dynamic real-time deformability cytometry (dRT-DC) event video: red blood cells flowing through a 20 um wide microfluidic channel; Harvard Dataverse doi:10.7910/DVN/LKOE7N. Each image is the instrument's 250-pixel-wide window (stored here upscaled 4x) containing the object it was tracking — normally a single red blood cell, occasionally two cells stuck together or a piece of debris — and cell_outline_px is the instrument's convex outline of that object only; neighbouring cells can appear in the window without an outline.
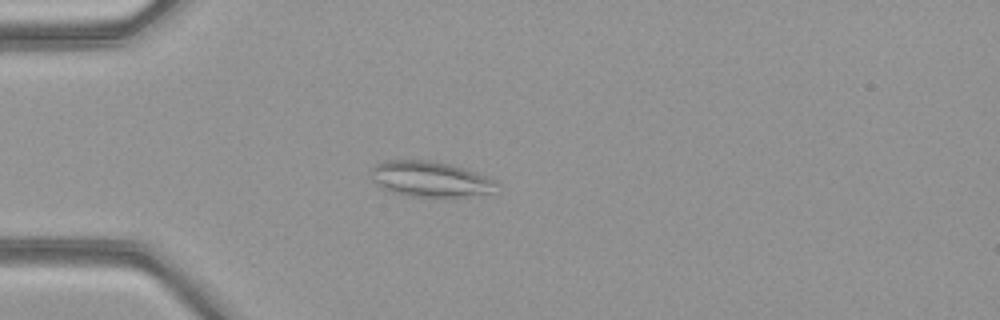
{"species": "common noctule bat (a hibernating species)", "species_latin": "Nyctalus noctula", "temperature_condition": "warm", "stored_images_in_passage": 43, "camera_frame_rate_fps": 3000, "um_per_image_px": 0.085, "animal": {"sex": "female", "body_mass_g": 21.9}, "frame": {"image": 1, "passage_image": 7, "time_ms": 2.0, "image_size_px": [1000, 320], "cell_outline_px": [[500, 184], [492, 192], [468, 196], [412, 196], [392, 192], [380, 188], [372, 180], [368, 172], [376, 164], [384, 160], [432, 160], [464, 168], [484, 176]], "centroid_in_image_um": [36.49, 15.21], "position_along_channel_um": 48.5, "area_um2": 25.89}}
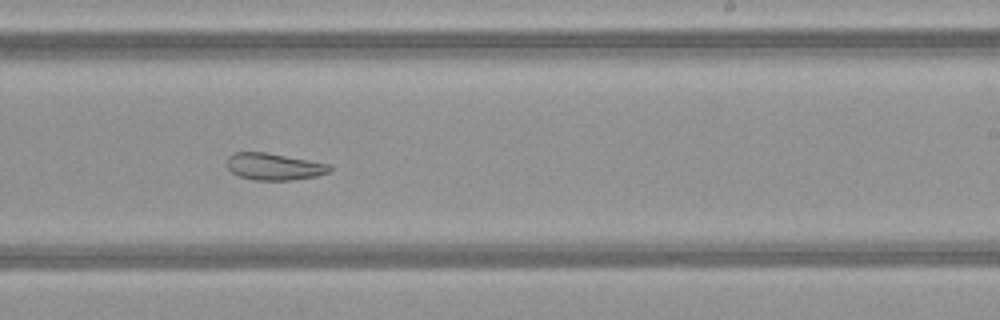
{"frame": {"image": 2, "passage_image": 24, "time_ms": 7.667, "image_size_px": [1000, 320], "cell_outline_px": [[332, 168], [328, 172], [316, 176], [292, 180], [256, 180], [240, 176], [232, 172], [228, 168], [228, 156], [232, 152], [264, 152], [332, 164]], "centroid_in_image_um": [23.31, 14.15], "position_along_channel_um": 265.7, "area_um2": 16.01}}
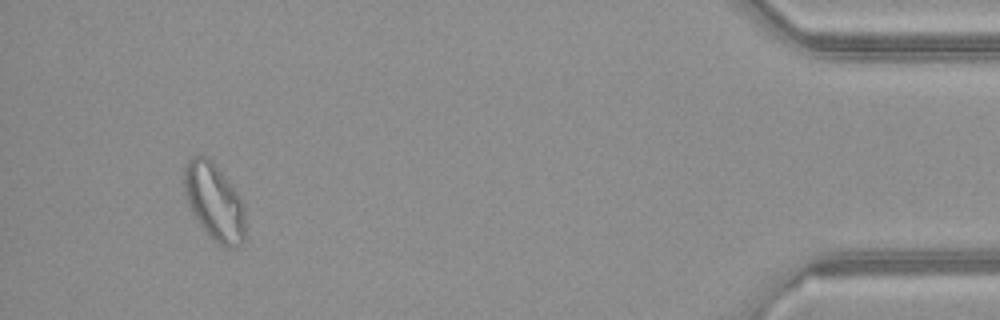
{"frame": {"image": 3, "passage_image": 40, "time_ms": 13.0, "image_size_px": [1000, 320], "cell_outline_px": [[244, 236], [240, 244], [236, 248], [228, 248], [220, 244], [200, 224], [192, 212], [188, 204], [184, 184], [184, 168], [188, 160], [192, 156], [204, 156], [212, 160], [232, 184], [244, 204]], "centroid_in_image_um": [18.22, 17.12], "position_along_channel_um": 417.0, "area_um2": 26.99}, "authors_computed_cell_mechanics": {"area_um2": 23.0044, "velocity_mm_per_s": 4.1468, "shape_relaxation_time_tau1_ms": null, "shape_relaxation_time_tau2_ms": 4.7865, "deformation_change_tau1": null, "deformation_change_tau2": 0.1051}}